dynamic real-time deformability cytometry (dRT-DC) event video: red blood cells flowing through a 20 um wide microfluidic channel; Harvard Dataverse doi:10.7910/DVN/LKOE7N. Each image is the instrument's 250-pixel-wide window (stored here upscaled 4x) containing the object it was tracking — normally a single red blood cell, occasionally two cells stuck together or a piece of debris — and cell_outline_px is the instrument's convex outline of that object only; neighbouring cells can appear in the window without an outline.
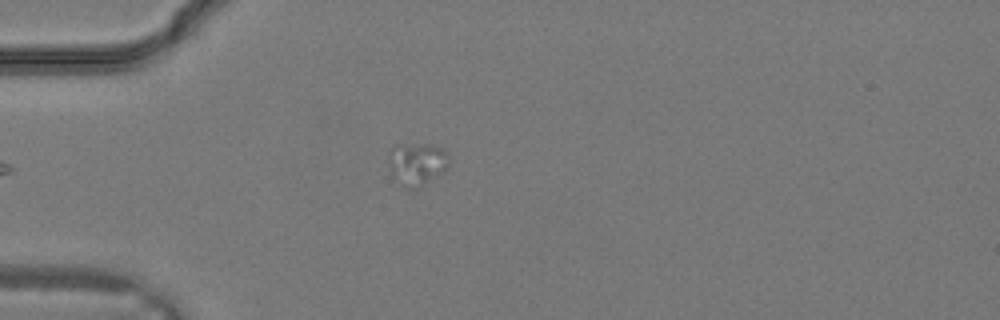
{"species": "common noctule bat (a hibernating species)", "species_latin": "Nyctalus noctula", "temperature_condition": "warm", "stored_images_in_passage": 4, "camera_frame_rate_fps": 3000, "um_per_image_px": 0.085, "animal": {"sex": "male", "body_mass_g": 19.2, "forearm_length_mm": 51.8}, "frame": {"image": 1, "passage_image": 1, "time_ms": 0.0, "image_size_px": [1000, 320], "cell_outline_px": [[448, 168], [444, 172], [420, 188], [404, 188], [392, 180], [388, 164], [388, 148], [392, 144], [432, 144], [444, 148], [448, 156]], "centroid_in_image_um": [35.38, 13.93], "position_along_channel_um": 49.6, "area_um2": 15.9}}